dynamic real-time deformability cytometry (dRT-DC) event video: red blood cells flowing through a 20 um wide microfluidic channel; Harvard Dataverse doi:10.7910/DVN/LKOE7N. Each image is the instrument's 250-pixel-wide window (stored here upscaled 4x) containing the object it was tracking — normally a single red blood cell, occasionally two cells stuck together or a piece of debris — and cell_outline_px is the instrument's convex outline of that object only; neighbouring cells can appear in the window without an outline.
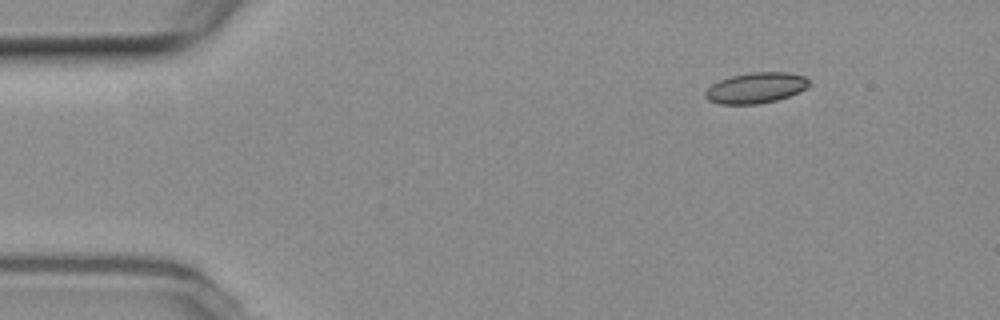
{"species": "common noctule bat (a hibernating species)", "species_latin": "Nyctalus noctula", "temperature_condition": "room temperature", "stored_images_in_passage": 16, "camera_frame_rate_fps": 3000, "um_per_image_px": 0.085, "animal": {"sex": "female", "body_mass_g": 19.3, "forearm_length_mm": 54.1}, "frame": {"image": 1, "passage_image": 1, "time_ms": 0.0, "image_size_px": [1000, 320], "cell_outline_px": [[812, 84], [808, 88], [788, 96], [776, 100], [760, 104], [720, 104], [708, 100], [704, 96], [704, 92], [712, 84], [720, 80], [732, 76], [752, 72], [788, 72], [804, 76]], "centroid_in_image_um": [64.26, 7.47], "position_along_channel_um": 20.7, "area_um2": 18.61}}
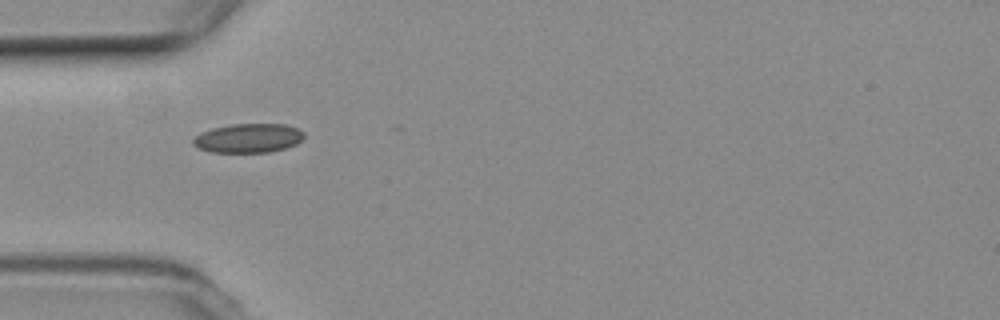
{"frame": {"image": 2, "passage_image": 11, "time_ms": 3.333, "image_size_px": [1000, 320], "cell_outline_px": [[304, 136], [296, 144], [284, 148], [268, 152], [212, 152], [200, 148], [192, 144], [192, 140], [200, 132], [212, 128], [232, 124], [284, 124], [296, 128], [304, 132]], "centroid_in_image_um": [21.09, 11.73], "position_along_channel_um": 63.9, "area_um2": 18.67}}
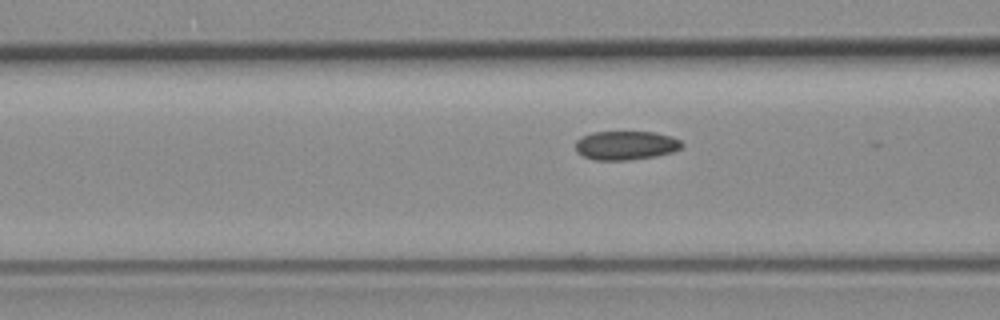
{"frame": {"image": 3, "passage_image": 15, "time_ms": 4.667, "image_size_px": [1000, 320], "cell_outline_px": [[684, 144], [680, 148], [672, 152], [656, 156], [628, 160], [596, 160], [584, 156], [576, 152], [576, 140], [580, 136], [592, 132], [656, 132], [672, 136], [680, 140]], "centroid_in_image_um": [53.19, 12.35], "position_along_channel_um": 113.4, "area_um2": 18.03}}